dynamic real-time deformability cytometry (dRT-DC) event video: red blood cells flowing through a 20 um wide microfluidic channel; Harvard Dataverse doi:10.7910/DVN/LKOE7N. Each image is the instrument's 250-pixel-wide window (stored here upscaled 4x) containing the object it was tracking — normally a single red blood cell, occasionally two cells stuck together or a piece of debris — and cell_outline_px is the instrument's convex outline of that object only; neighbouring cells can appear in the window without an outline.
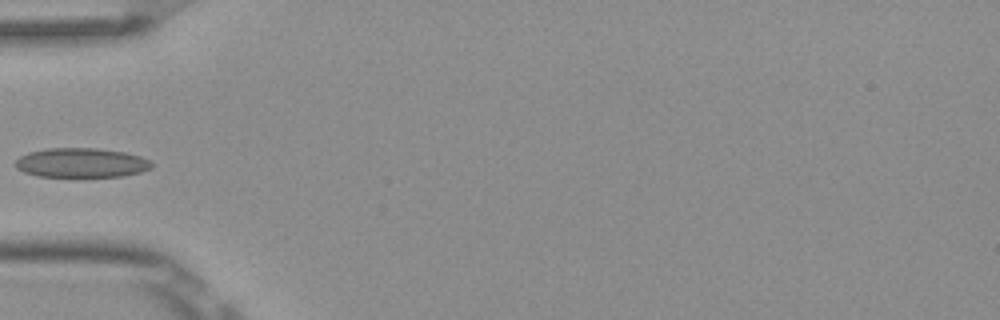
{"species": "Egyptian fruit bat (a non-hibernating species)", "species_latin": "Rousettus aegyptiacus", "temperature_condition": "room temperature", "stored_images_in_passage": 7, "camera_frame_rate_fps": 3000, "um_per_image_px": 0.085, "frame": {"image": 1, "passage_image": 6, "time_ms": 1.667, "image_size_px": [1000, 320], "cell_outline_px": [[152, 168], [140, 172], [124, 176], [36, 176], [24, 172], [16, 168], [16, 160], [20, 156], [28, 152], [48, 148], [96, 148], [124, 152], [140, 156], [148, 160], [152, 164]], "centroid_in_image_um": [6.9, 13.83], "position_along_channel_um": 78.1, "area_um2": 23.24}}
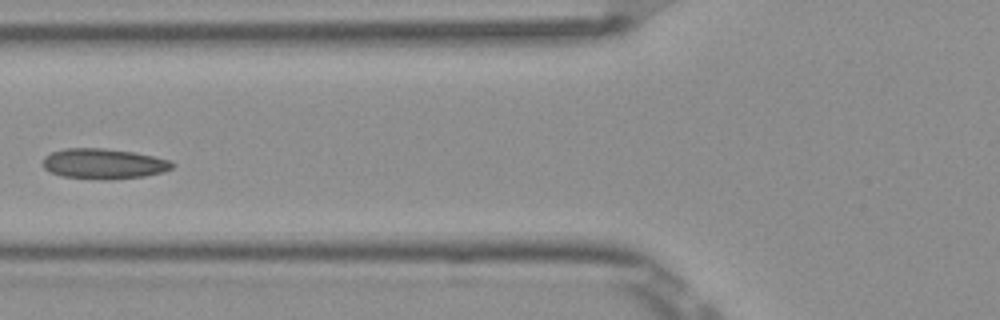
{"frame": {"image": 2, "passage_image": 7, "time_ms": 2.0, "image_size_px": [1000, 320], "cell_outline_px": [[176, 164], [172, 168], [164, 172], [144, 176], [108, 180], [100, 180], [64, 176], [48, 172], [44, 168], [44, 156], [52, 152], [64, 148], [104, 148], [132, 152], [172, 160]], "centroid_in_image_um": [8.83, 13.92], "position_along_channel_um": 117.0, "area_um2": 23.0}}